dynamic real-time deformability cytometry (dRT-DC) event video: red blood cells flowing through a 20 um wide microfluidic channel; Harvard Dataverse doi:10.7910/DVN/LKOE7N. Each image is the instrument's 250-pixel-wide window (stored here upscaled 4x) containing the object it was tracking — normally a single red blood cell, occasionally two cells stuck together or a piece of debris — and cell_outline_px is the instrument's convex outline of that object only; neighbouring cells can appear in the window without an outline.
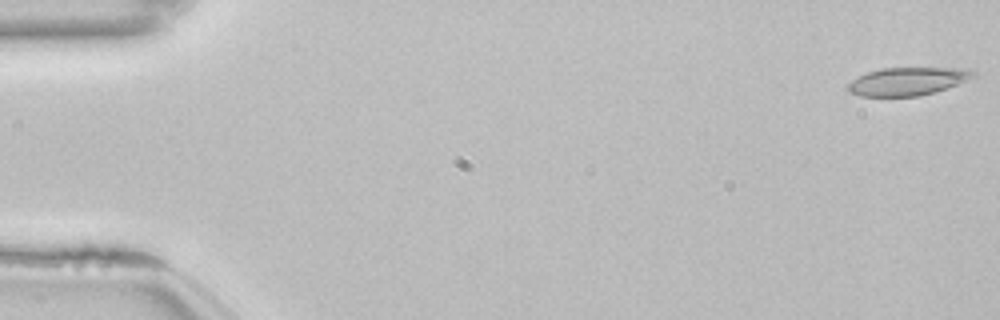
{"species": "common noctule bat (a hibernating species)", "species_latin": "Nyctalus noctula", "temperature_condition": "room temperature", "stored_images_in_passage": 53, "camera_frame_rate_fps": 3000, "um_per_image_px": 0.085, "animal": {"sex": "female", "body_mass_g": 22.7, "forearm_length_mm": 54.2}, "frame": {"image": 1, "passage_image": 1, "time_ms": 0.0, "image_size_px": [1000, 320], "cell_outline_px": [[976, 76], [956, 84], [920, 96], [860, 96], [848, 92], [844, 88], [852, 80], [868, 72], [880, 68], [968, 68], [976, 72]], "centroid_in_image_um": [77.1, 6.91], "position_along_channel_um": 7.9, "area_um2": 20.35}}
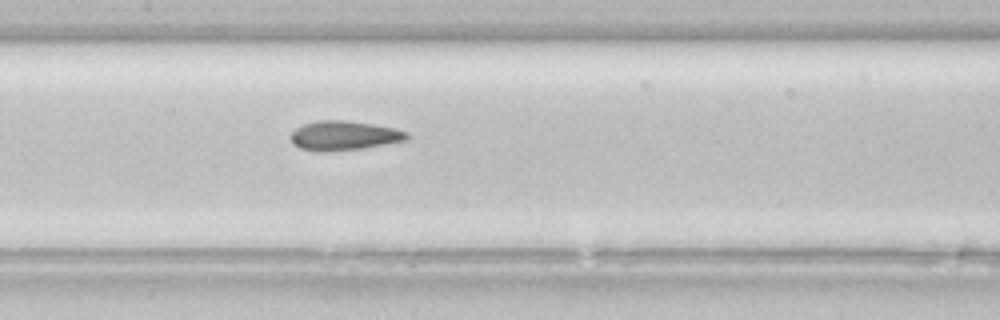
{"frame": {"image": 2, "passage_image": 26, "time_ms": 8.333, "image_size_px": [1000, 320], "cell_outline_px": [[408, 136], [404, 140], [360, 148], [320, 152], [300, 148], [292, 144], [292, 132], [296, 128], [304, 124], [316, 120], [344, 120], [372, 124], [396, 128], [408, 132]], "centroid_in_image_um": [29.2, 11.51], "position_along_channel_um": 178.2, "area_um2": 19.54}}
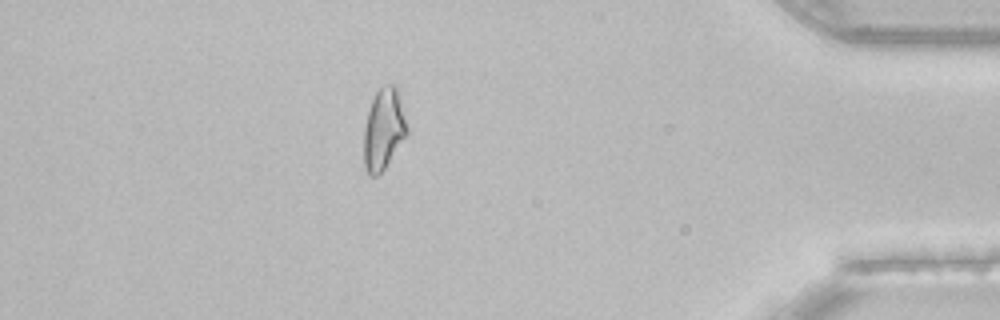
{"frame": {"image": 3, "passage_image": 47, "time_ms": 15.333, "image_size_px": [1000, 320], "cell_outline_px": [[408, 132], [384, 168], [376, 176], [368, 176], [364, 164], [364, 128], [368, 112], [372, 100], [376, 92], [384, 84], [396, 84], [408, 128]], "centroid_in_image_um": [32.6, 10.96], "position_along_channel_um": 402.6, "area_um2": 20.17}, "authors_computed_cell_mechanics": {"area_um2": 20.3456, "velocity_mm_per_s": 3.8402, "shape_relaxation_time_tau1_ms": null, "shape_relaxation_time_tau2_ms": 2.5827, "deformation_change_tau1": null, "deformation_change_tau2": 0.0974}}